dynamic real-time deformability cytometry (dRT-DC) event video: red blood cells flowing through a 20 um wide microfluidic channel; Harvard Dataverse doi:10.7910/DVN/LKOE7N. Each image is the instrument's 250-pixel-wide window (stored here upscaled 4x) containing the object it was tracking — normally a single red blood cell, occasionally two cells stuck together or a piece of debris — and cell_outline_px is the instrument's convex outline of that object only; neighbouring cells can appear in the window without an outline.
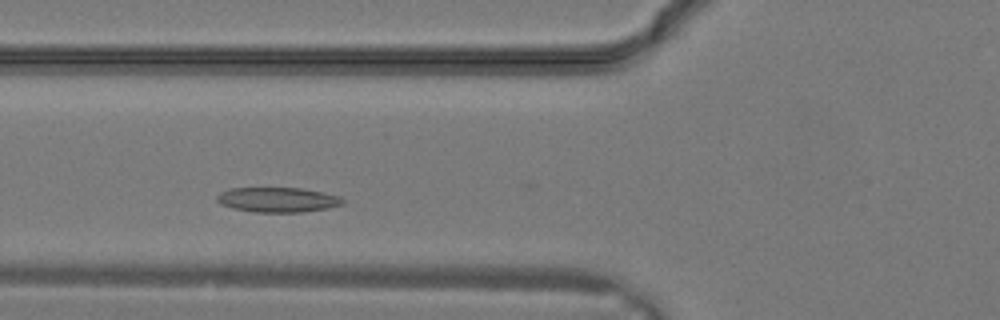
{"species": "common noctule bat (a hibernating species)", "species_latin": "Nyctalus noctula", "temperature_condition": "warm", "stored_images_in_passage": 23, "camera_frame_rate_fps": 3000, "um_per_image_px": 0.085, "animal": {"sex": "male", "body_mass_g": 19.2, "forearm_length_mm": 51.8}, "frame": {"image": 1, "passage_image": 4, "time_ms": 1.0, "image_size_px": [1000, 320], "cell_outline_px": [[344, 204], [328, 208], [304, 212], [252, 212], [232, 208], [220, 204], [216, 200], [216, 196], [220, 192], [232, 188], [300, 188], [340, 196], [344, 200]], "centroid_in_image_um": [23.58, 16.98], "position_along_channel_um": 102.2, "area_um2": 18.26}}
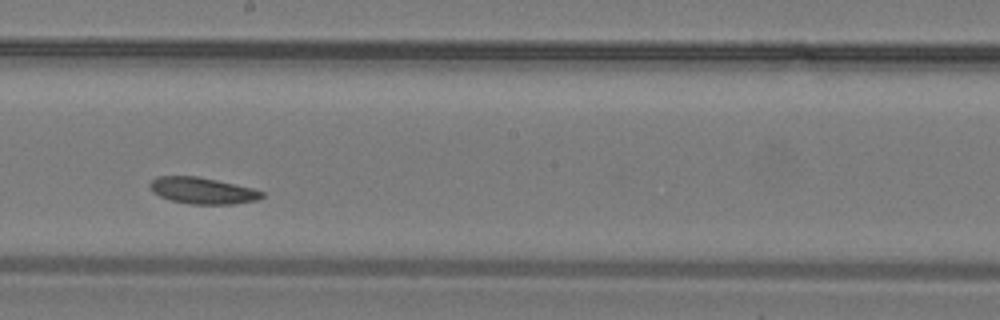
{"frame": {"image": 2, "passage_image": 10, "time_ms": 3.0, "image_size_px": [1000, 320], "cell_outline_px": [[264, 196], [256, 200], [232, 204], [192, 204], [172, 200], [160, 196], [152, 192], [148, 184], [156, 176], [196, 176], [216, 180], [252, 188], [264, 192]], "centroid_in_image_um": [17.18, 16.2], "position_along_channel_um": 231.0, "area_um2": 17.11}}
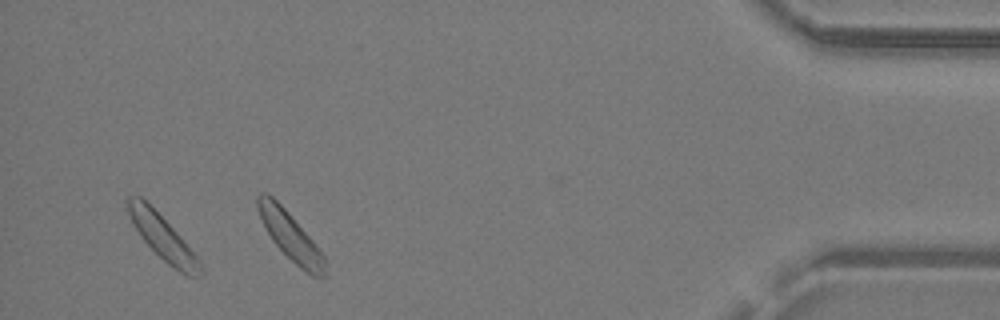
{"frame": {"image": 3, "passage_image": 21, "time_ms": 6.667, "image_size_px": [1000, 320], "cell_outline_px": [[204, 272], [192, 276], [188, 276], [180, 272], [168, 264], [144, 240], [132, 224], [128, 212], [128, 196], [140, 196], [180, 236], [200, 260]], "centroid_in_image_um": [13.84, 20.21], "position_along_channel_um": 421.4, "area_um2": 17.98}}